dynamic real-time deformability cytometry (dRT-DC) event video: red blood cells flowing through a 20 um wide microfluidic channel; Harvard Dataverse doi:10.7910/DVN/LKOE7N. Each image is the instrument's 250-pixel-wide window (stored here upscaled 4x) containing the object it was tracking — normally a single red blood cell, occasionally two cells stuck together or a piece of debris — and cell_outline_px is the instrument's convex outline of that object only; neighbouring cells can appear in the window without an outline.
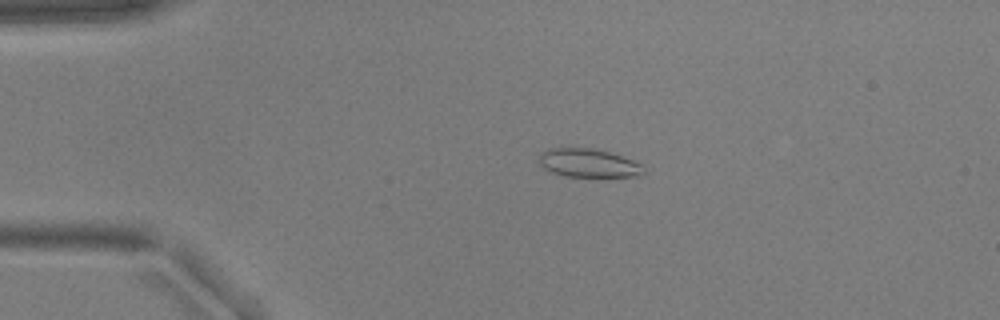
{"species": "common noctule bat (a hibernating species)", "species_latin": "Nyctalus noctula", "temperature_condition": "warm", "stored_images_in_passage": 22, "camera_frame_rate_fps": 3000, "um_per_image_px": 0.085, "animal": {"sex": "male", "body_mass_g": 17.9, "forearm_length_mm": 54.2}, "frame": {"image": 1, "passage_image": 1, "time_ms": 0.0, "image_size_px": [1000, 320], "cell_outline_px": [[644, 176], [564, 176], [552, 172], [544, 168], [540, 164], [540, 152], [552, 148], [592, 148], [608, 152], [632, 160], [640, 164], [644, 172]], "centroid_in_image_um": [50.0, 13.86], "position_along_channel_um": 35.0, "area_um2": 17.05}}
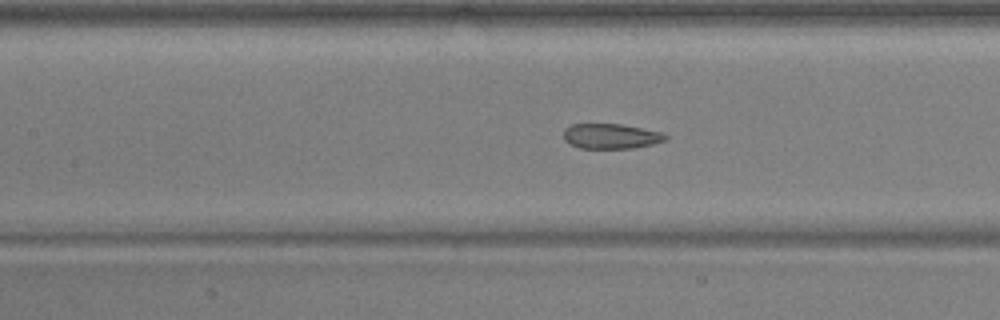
{"frame": {"image": 2, "passage_image": 14, "time_ms": 4.333, "image_size_px": [1000, 320], "cell_outline_px": [[668, 136], [664, 140], [652, 144], [632, 148], [580, 148], [568, 144], [564, 140], [564, 128], [572, 124], [620, 124], [660, 132]], "centroid_in_image_um": [51.86, 11.58], "position_along_channel_um": 155.5, "area_um2": 14.74}}
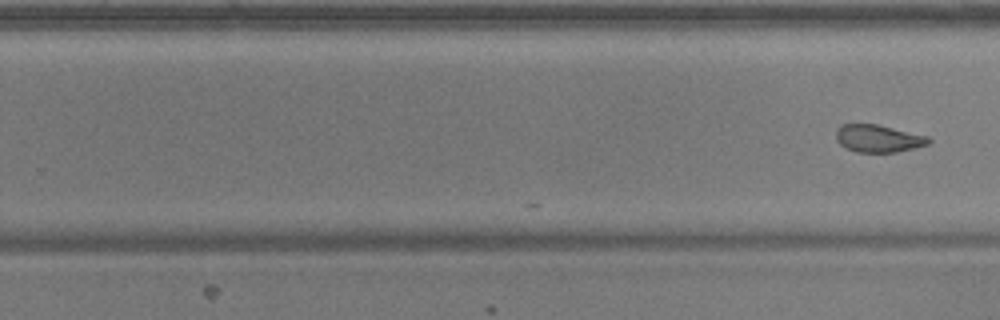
{"frame": {"image": 3, "passage_image": 22, "time_ms": 7.0, "image_size_px": [1000, 320], "cell_outline_px": [[932, 140], [928, 144], [896, 152], [856, 152], [840, 144], [836, 140], [836, 128], [840, 124], [876, 124], [928, 136]], "centroid_in_image_um": [74.63, 11.76], "position_along_channel_um": 255.2, "area_um2": 14.74}}